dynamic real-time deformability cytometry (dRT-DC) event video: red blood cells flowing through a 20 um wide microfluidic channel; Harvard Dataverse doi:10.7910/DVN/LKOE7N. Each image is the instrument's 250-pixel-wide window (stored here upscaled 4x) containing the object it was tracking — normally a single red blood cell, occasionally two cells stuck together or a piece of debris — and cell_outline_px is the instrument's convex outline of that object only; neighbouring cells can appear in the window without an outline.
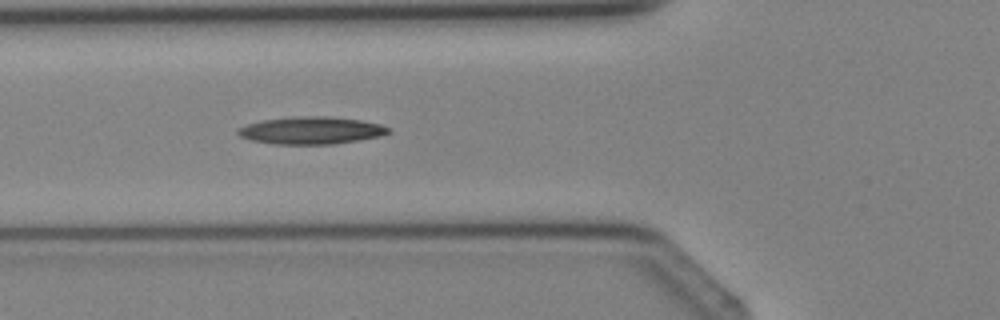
{"species": "Egyptian fruit bat (a non-hibernating species)", "species_latin": "Rousettus aegyptiacus", "temperature_condition": "cold", "stored_images_in_passage": 3, "camera_frame_rate_fps": 3000, "um_per_image_px": 0.085, "animal": {"sex": "female"}, "frame": {"image": 1, "passage_image": 3, "time_ms": 3.333, "image_size_px": [1000, 320], "cell_outline_px": [[392, 132], [380, 136], [332, 144], [276, 144], [252, 140], [240, 136], [236, 132], [240, 128], [248, 124], [264, 120], [292, 116], [328, 116], [360, 120], [380, 124], [392, 128]], "centroid_in_image_um": [26.49, 11.08], "position_along_channel_um": 99.3, "area_um2": 23.87}}